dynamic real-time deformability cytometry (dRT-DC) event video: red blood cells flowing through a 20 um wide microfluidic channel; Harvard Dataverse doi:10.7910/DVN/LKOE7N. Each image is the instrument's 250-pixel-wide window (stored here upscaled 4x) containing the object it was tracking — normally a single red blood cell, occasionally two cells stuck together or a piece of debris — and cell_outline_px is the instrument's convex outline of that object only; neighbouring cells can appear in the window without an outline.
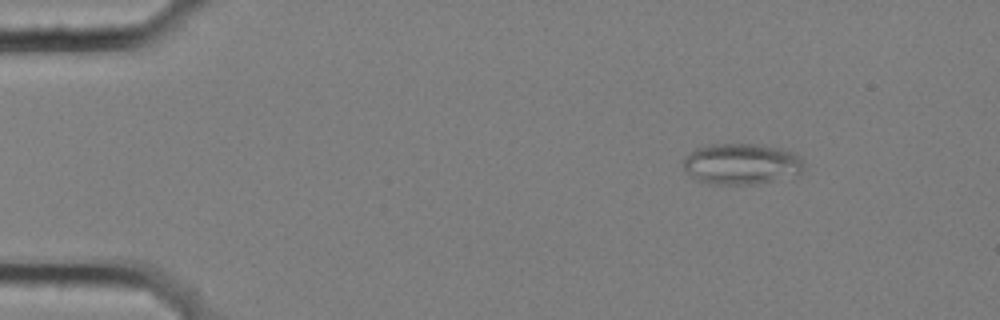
{"species": "common noctule bat (a hibernating species)", "species_latin": "Nyctalus noctula", "temperature_condition": "cold", "stored_images_in_passage": 5, "camera_frame_rate_fps": 3000, "um_per_image_px": 0.085, "animal": {"sex": "female", "body_mass_g": 25.1}, "frame": {"image": 1, "passage_image": 1, "time_ms": 0.0, "image_size_px": [1000, 320], "cell_outline_px": [[804, 168], [800, 172], [772, 180], [752, 184], [712, 184], [696, 180], [684, 168], [684, 156], [696, 148], [708, 144], [760, 144], [780, 148], [792, 152], [800, 160]], "centroid_in_image_um": [62.94, 13.91], "position_along_channel_um": 22.1, "area_um2": 28.32}}